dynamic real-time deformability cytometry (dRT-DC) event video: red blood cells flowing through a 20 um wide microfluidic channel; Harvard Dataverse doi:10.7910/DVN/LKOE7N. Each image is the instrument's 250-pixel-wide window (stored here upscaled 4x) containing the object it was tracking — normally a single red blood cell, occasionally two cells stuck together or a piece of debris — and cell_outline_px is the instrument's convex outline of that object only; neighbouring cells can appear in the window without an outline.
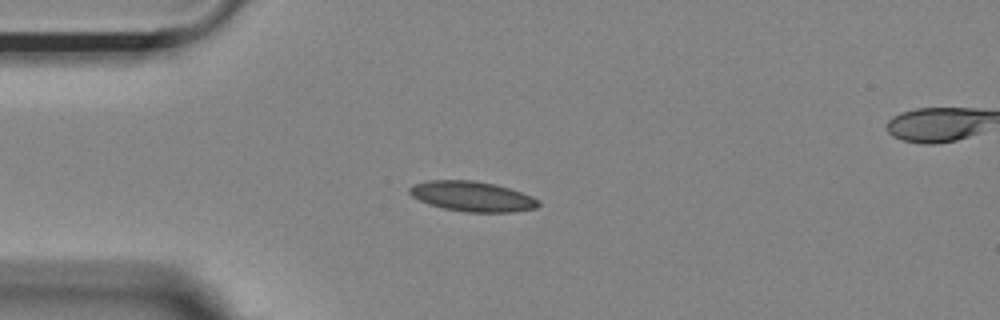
{"species": "Egyptian fruit bat (a non-hibernating species)", "species_latin": "Rousettus aegyptiacus", "temperature_condition": "room temperature", "stored_images_in_passage": 14, "camera_frame_rate_fps": 3000, "um_per_image_px": 0.085, "animal": {"sex": "female"}, "frame": {"image": 1, "passage_image": 1, "time_ms": 0.0, "image_size_px": [1000, 320], "cell_outline_px": [[540, 204], [536, 208], [512, 212], [468, 212], [444, 208], [420, 200], [412, 196], [408, 192], [408, 188], [412, 184], [428, 180], [472, 180], [496, 184], [532, 196], [540, 200]], "centroid_in_image_um": [40.14, 16.68], "position_along_channel_um": 44.9, "area_um2": 22.54}}
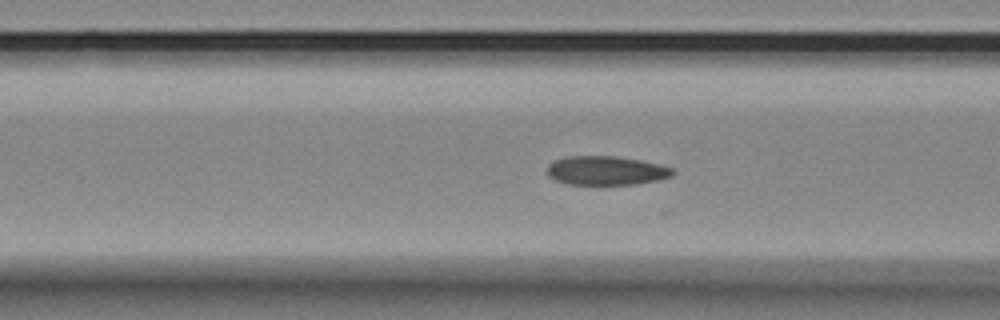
{"frame": {"image": 2, "passage_image": 8, "time_ms": 2.333, "image_size_px": [1000, 320], "cell_outline_px": [[676, 172], [672, 176], [656, 180], [636, 184], [568, 184], [556, 180], [548, 176], [548, 164], [556, 160], [568, 156], [616, 156], [640, 160], [660, 164], [672, 168]], "centroid_in_image_um": [51.54, 14.49], "position_along_channel_um": 115.1, "area_um2": 21.1}}
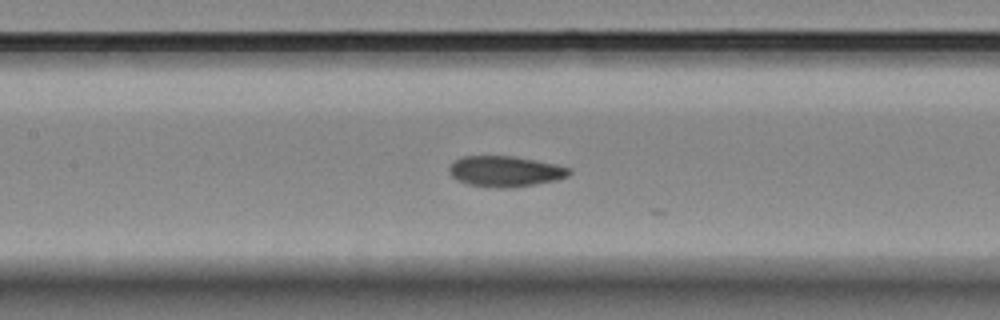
{"frame": {"image": 3, "passage_image": 12, "time_ms": 3.667, "image_size_px": [1000, 320], "cell_outline_px": [[572, 172], [568, 176], [552, 180], [512, 188], [504, 188], [468, 184], [456, 180], [448, 172], [448, 168], [460, 156], [512, 156], [556, 164], [572, 168]], "centroid_in_image_um": [42.92, 14.55], "position_along_channel_um": 164.5, "area_um2": 21.27}}